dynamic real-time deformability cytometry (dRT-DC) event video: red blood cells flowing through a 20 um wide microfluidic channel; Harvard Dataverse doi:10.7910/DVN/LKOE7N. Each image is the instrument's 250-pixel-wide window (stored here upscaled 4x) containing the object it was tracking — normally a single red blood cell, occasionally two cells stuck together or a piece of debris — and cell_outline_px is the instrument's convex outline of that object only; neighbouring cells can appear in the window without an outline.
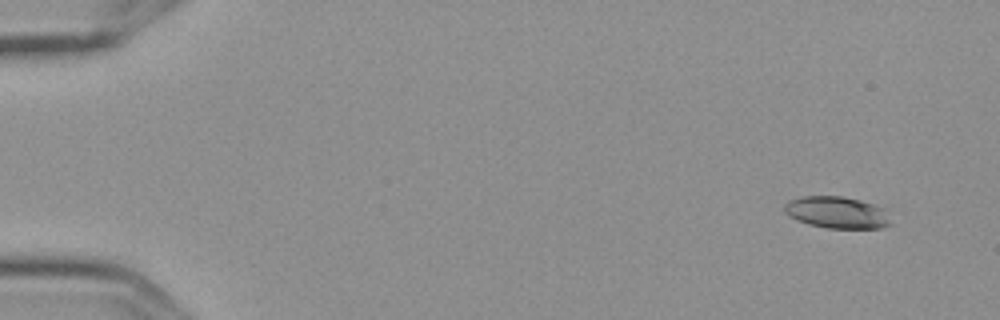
{"species": "Egyptian fruit bat (a non-hibernating species)", "species_latin": "Rousettus aegyptiacus", "temperature_condition": "cold", "stored_images_in_passage": 7, "camera_frame_rate_fps": 3000, "um_per_image_px": 0.085, "frame": {"image": 1, "passage_image": 2, "time_ms": 0.333, "image_size_px": [1000, 320], "cell_outline_px": [[892, 224], [880, 228], [828, 228], [808, 224], [796, 220], [788, 216], [784, 212], [784, 204], [788, 200], [800, 196], [844, 196], [860, 200], [884, 208]], "centroid_in_image_um": [71.1, 18.05], "position_along_channel_um": 13.9, "area_um2": 19.88}}
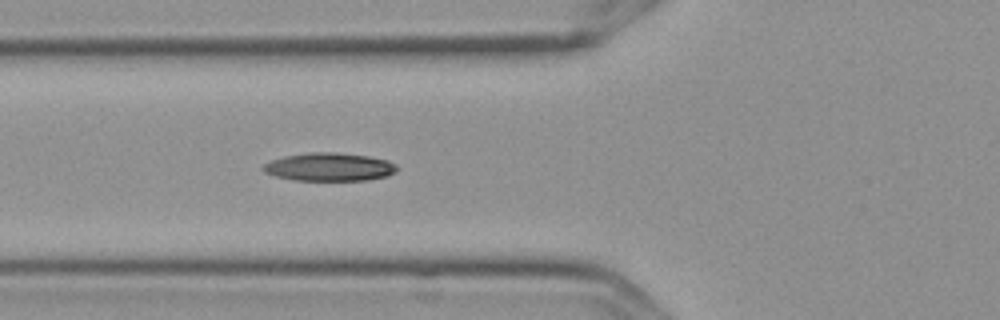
{"frame": {"image": 2, "passage_image": 7, "time_ms": 2.0, "image_size_px": [1000, 320], "cell_outline_px": [[396, 172], [388, 176], [368, 180], [296, 180], [276, 176], [264, 172], [260, 168], [264, 164], [272, 160], [284, 156], [308, 152], [336, 152], [368, 156], [388, 160], [396, 164]], "centroid_in_image_um": [28.0, 14.18], "position_along_channel_um": 97.8, "area_um2": 22.02}}